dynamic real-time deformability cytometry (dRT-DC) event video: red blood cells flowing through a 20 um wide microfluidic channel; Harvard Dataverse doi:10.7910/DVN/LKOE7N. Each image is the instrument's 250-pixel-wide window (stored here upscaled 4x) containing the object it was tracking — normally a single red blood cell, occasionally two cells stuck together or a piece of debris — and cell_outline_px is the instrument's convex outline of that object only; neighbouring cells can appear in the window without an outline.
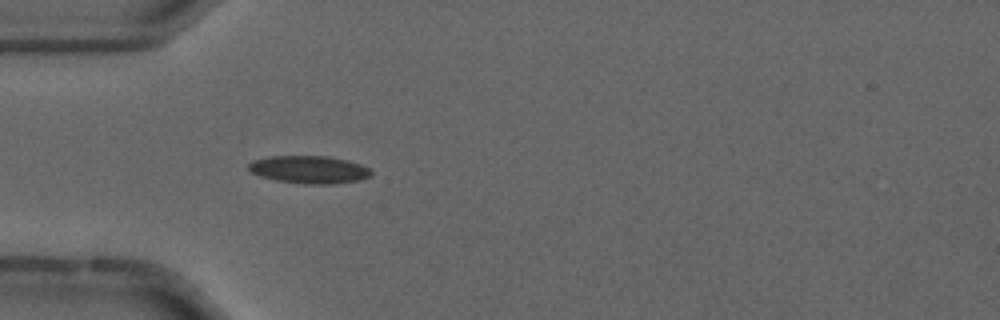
{"species": "common noctule bat (a hibernating species)", "species_latin": "Nyctalus noctula", "temperature_condition": "cold", "stored_images_in_passage": 41, "camera_frame_rate_fps": 3000, "um_per_image_px": 0.085, "animal": {"sex": "male", "forearm_length_mm": 52.5}, "frame": {"image": 1, "passage_image": 2, "time_ms": 0.333, "image_size_px": [1000, 320], "cell_outline_px": [[372, 176], [356, 180], [328, 184], [304, 184], [276, 180], [260, 176], [252, 172], [248, 168], [248, 164], [256, 160], [268, 156], [328, 156], [348, 160], [360, 164], [368, 168], [372, 172]], "centroid_in_image_um": [26.28, 14.41], "position_along_channel_um": 58.7, "area_um2": 19.59}}
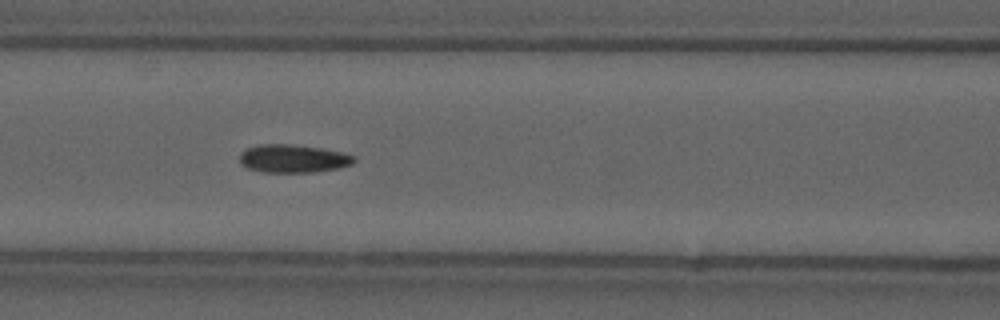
{"frame": {"image": 2, "passage_image": 9, "time_ms": 2.667, "image_size_px": [1000, 320], "cell_outline_px": [[356, 160], [352, 164], [340, 168], [312, 172], [264, 172], [248, 168], [240, 164], [240, 156], [248, 148], [260, 144], [288, 144], [320, 148], [344, 152], [356, 156]], "centroid_in_image_um": [24.97, 13.48], "position_along_channel_um": 141.6, "area_um2": 18.67}}
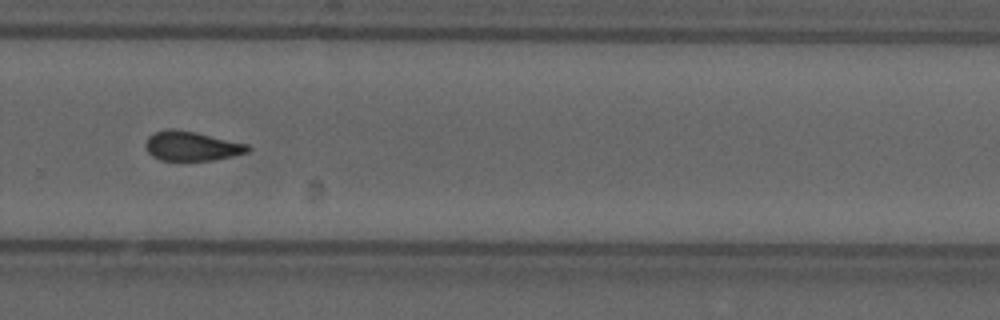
{"frame": {"image": 3, "passage_image": 23, "time_ms": 7.333, "image_size_px": [1000, 320], "cell_outline_px": [[252, 148], [248, 152], [232, 156], [212, 160], [160, 160], [152, 156], [148, 152], [144, 144], [148, 136], [156, 132], [168, 128], [172, 128], [196, 132], [248, 144]], "centroid_in_image_um": [16.28, 12.41], "position_along_channel_um": 313.5, "area_um2": 17.57}, "authors_computed_cell_mechanics": {"area_um2": 17.8024, "velocity_mm_per_s": 3.7013, "shape_relaxation_time_tau1_ms": null, "shape_relaxation_time_tau2_ms": 4.0237, "deformation_change_tau1": null, "deformation_change_tau2": 0.1133}}